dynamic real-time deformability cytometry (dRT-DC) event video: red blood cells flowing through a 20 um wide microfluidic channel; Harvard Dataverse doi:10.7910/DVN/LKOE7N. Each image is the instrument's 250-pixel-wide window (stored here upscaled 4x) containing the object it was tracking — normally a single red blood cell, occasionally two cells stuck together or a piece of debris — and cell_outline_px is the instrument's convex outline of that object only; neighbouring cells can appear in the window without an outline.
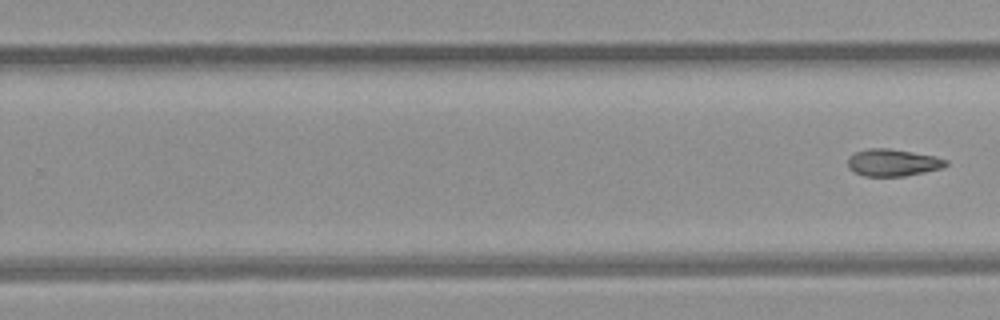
{"species": "common noctule bat (a hibernating species)", "species_latin": "Nyctalus noctula", "temperature_condition": "room temperature", "stored_images_in_passage": 10, "camera_frame_rate_fps": 3000, "um_per_image_px": 0.085, "animal": {"sex": "female", "body_mass_g": 21.9}, "frame": {"image": 1, "passage_image": 10, "time_ms": 11.333, "image_size_px": [1000, 320], "cell_outline_px": [[948, 164], [940, 168], [924, 172], [904, 176], [864, 176], [852, 172], [848, 168], [848, 160], [856, 152], [868, 148], [888, 148], [936, 156], [948, 160]], "centroid_in_image_um": [75.88, 13.82], "position_along_channel_um": 253.9, "area_um2": 15.43}}